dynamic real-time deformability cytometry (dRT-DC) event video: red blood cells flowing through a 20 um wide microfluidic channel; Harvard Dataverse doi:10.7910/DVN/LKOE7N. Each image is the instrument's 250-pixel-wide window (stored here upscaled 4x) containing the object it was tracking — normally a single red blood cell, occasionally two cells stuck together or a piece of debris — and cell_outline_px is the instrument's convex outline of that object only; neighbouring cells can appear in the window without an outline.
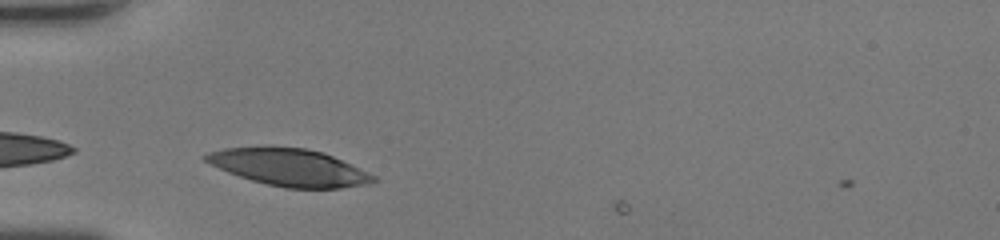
{"species": "human", "species_latin": "Homo sapiens", "temperature_condition": "room temperature", "stored_images_in_passage": 25, "camera_frame_rate_fps": 3000, "um_per_image_px": 0.085, "donor": {"sex": "female"}, "frame": {"image": 1, "passage_image": 1, "time_ms": 0.0, "image_size_px": [1000, 240], "cell_outline_px": [[380, 180], [368, 184], [340, 188], [284, 188], [252, 180], [228, 172], [204, 160], [200, 156], [208, 152], [224, 148], [268, 144], [308, 148], [324, 152], [368, 172], [376, 176]], "centroid_in_image_um": [24.57, 14.18], "position_along_channel_um": 60.4, "area_um2": 36.99}}
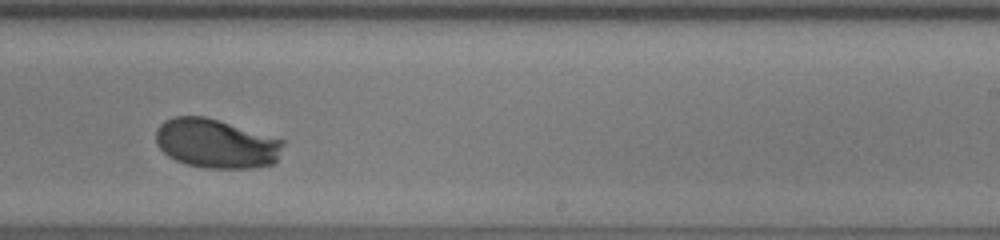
{"frame": {"image": 2, "passage_image": 16, "time_ms": 5.0, "image_size_px": [1000, 240], "cell_outline_px": [[284, 144], [276, 164], [252, 168], [200, 168], [184, 164], [168, 156], [156, 144], [156, 128], [164, 120], [172, 116], [204, 116], [284, 140]], "centroid_in_image_um": [18.35, 12.22], "position_along_channel_um": 270.6, "area_um2": 36.7}}
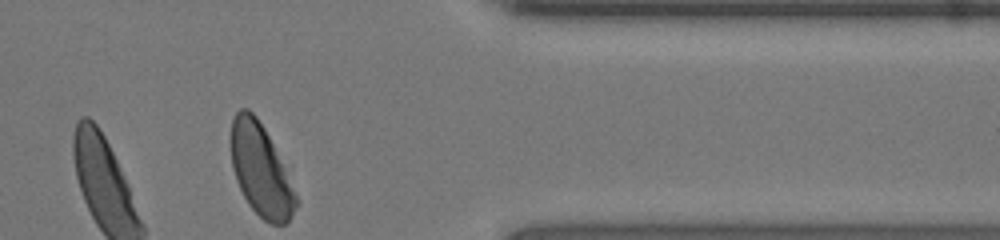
{"frame": {"image": 3, "passage_image": 25, "time_ms": 8.0, "image_size_px": [1000, 240], "cell_outline_px": [[300, 204], [288, 220], [284, 224], [272, 224], [264, 220], [248, 204], [236, 180], [232, 168], [228, 140], [232, 120], [236, 112], [240, 108], [248, 108], [256, 116], [264, 128], [300, 200]], "centroid_in_image_um": [22.13, 14.45], "position_along_channel_um": 389.3, "area_um2": 34.97}, "authors_computed_cell_mechanics": {"area_um2": 37.2232, "velocity_mm_per_s": 4.3732, "shape_relaxation_time_tau1_ms": 2.4108, "shape_relaxation_time_tau2_ms": null, "deformation_change_tau1": 0.1656, "deformation_change_tau2": null}}